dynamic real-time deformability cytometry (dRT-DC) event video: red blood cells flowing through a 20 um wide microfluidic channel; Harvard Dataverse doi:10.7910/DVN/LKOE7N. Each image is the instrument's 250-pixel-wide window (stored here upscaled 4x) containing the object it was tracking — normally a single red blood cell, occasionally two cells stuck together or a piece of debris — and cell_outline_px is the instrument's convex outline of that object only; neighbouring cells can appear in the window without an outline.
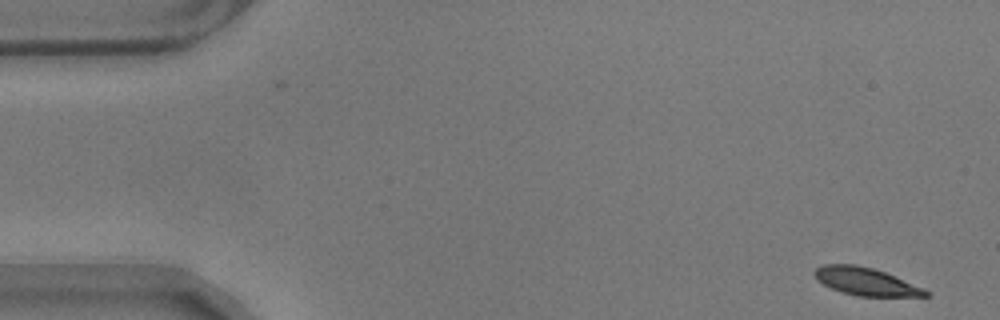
{"species": "common noctule bat (a hibernating species)", "species_latin": "Nyctalus noctula", "temperature_condition": "warm", "stored_images_in_passage": 13, "camera_frame_rate_fps": 3000, "um_per_image_px": 0.085, "animal": {"sex": "male", "body_mass_g": 17.9}, "frame": {"image": 1, "passage_image": 1, "time_ms": 0.0, "image_size_px": [1000, 320], "cell_outline_px": [[932, 296], [856, 296], [832, 288], [816, 280], [812, 272], [816, 268], [824, 264], [856, 264], [872, 268], [884, 272], [924, 288], [932, 292]], "centroid_in_image_um": [73.6, 23.92], "position_along_channel_um": 11.4, "area_um2": 17.92}}
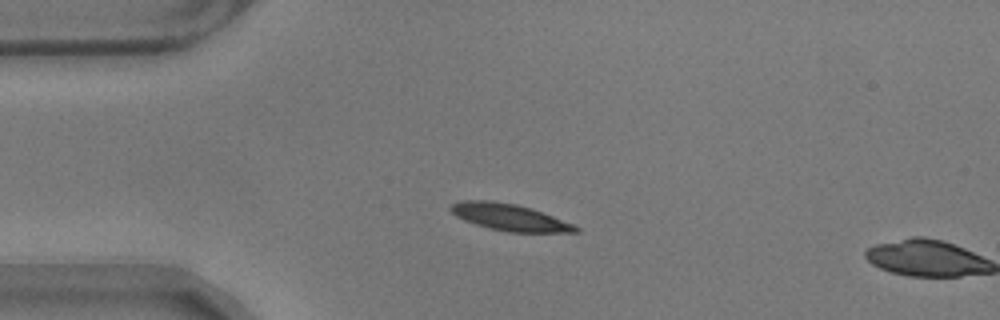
{"frame": {"image": 2, "passage_image": 12, "time_ms": 3.667, "image_size_px": [1000, 320], "cell_outline_px": [[580, 232], [508, 232], [476, 224], [464, 220], [456, 216], [448, 208], [452, 204], [460, 200], [492, 200], [516, 204], [552, 216], [572, 224], [580, 228]], "centroid_in_image_um": [43.26, 18.46], "position_along_channel_um": 41.7, "area_um2": 19.13}}